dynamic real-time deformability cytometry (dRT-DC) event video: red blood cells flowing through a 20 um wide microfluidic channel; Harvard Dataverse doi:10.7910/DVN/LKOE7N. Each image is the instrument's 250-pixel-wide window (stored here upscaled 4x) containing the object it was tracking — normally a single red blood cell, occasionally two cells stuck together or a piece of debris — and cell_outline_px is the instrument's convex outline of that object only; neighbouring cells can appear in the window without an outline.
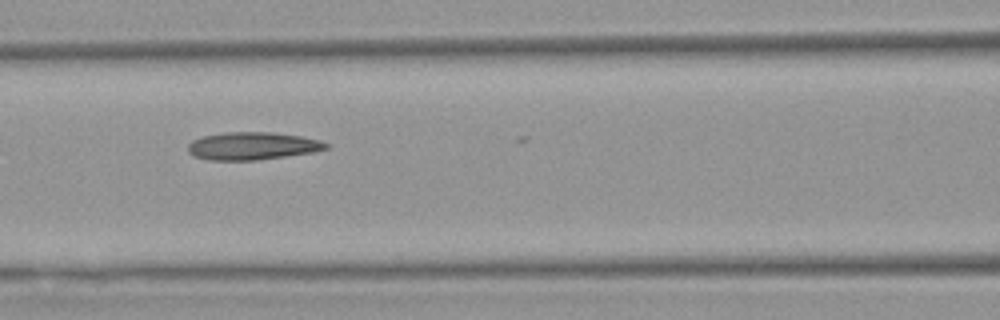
{"species": "Egyptian fruit bat (a non-hibernating species)", "species_latin": "Rousettus aegyptiacus", "temperature_condition": "warm", "stored_images_in_passage": 5, "camera_frame_rate_fps": 3000, "um_per_image_px": 0.085, "animal": {"sex": "female"}, "frame": {"image": 1, "passage_image": 4, "time_ms": 4.333, "image_size_px": [1000, 320], "cell_outline_px": [[328, 148], [312, 152], [256, 160], [208, 160], [192, 156], [188, 152], [188, 144], [192, 140], [204, 136], [224, 132], [272, 132], [300, 136], [320, 140], [328, 144]], "centroid_in_image_um": [21.41, 12.4], "position_along_channel_um": 145.2, "area_um2": 22.2}}